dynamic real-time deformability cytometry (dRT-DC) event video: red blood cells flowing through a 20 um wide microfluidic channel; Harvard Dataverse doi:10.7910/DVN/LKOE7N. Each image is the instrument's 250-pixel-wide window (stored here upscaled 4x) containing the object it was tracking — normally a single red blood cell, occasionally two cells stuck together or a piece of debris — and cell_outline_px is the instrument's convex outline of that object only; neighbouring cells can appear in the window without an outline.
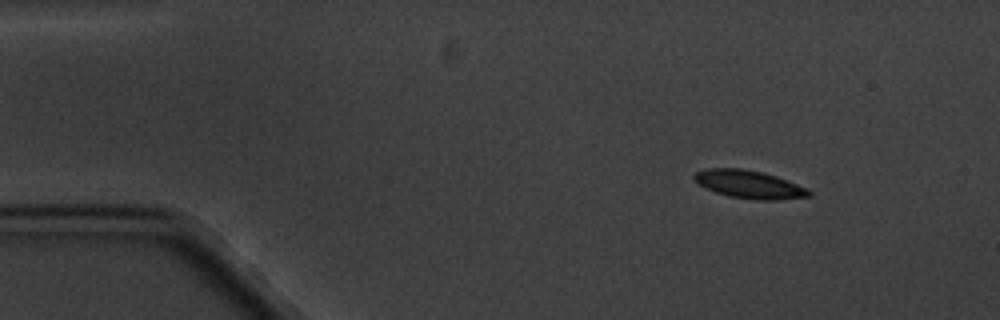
{"species": "common noctule bat (a hibernating species)", "species_latin": "Nyctalus noctula", "temperature_condition": "cold", "stored_images_in_passage": 3, "camera_frame_rate_fps": 3000, "um_per_image_px": 0.085, "animal": {"sex": "male", "body_mass_g": 20.1, "forearm_length_mm": 53.5}, "frame": {"image": 1, "passage_image": 1, "time_ms": 0.0, "image_size_px": [1000, 320], "cell_outline_px": [[812, 192], [808, 196], [776, 200], [756, 200], [728, 196], [716, 192], [700, 184], [692, 176], [696, 172], [708, 168], [744, 168], [776, 176], [808, 188]], "centroid_in_image_um": [63.7, 15.67], "position_along_channel_um": 21.3, "area_um2": 18.5}}
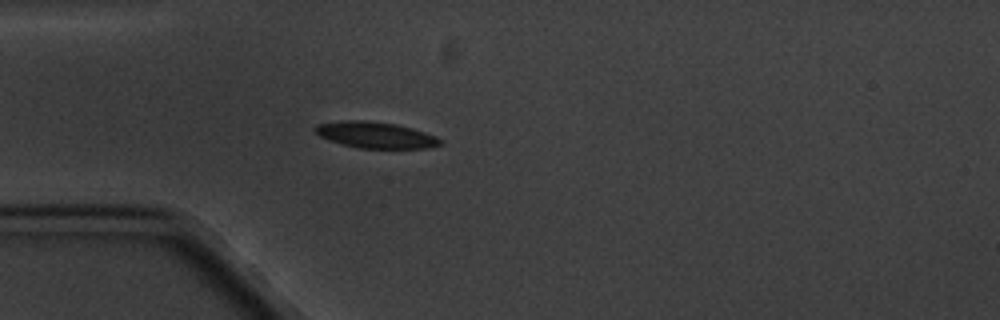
{"frame": {"image": 2, "passage_image": 3, "time_ms": 3.0, "image_size_px": [1000, 320], "cell_outline_px": [[440, 144], [428, 148], [356, 148], [328, 140], [320, 136], [312, 128], [316, 124], [348, 120], [364, 120], [396, 124], [412, 128], [436, 136], [440, 140]], "centroid_in_image_um": [31.88, 11.47], "position_along_channel_um": 53.1, "area_um2": 19.02}}